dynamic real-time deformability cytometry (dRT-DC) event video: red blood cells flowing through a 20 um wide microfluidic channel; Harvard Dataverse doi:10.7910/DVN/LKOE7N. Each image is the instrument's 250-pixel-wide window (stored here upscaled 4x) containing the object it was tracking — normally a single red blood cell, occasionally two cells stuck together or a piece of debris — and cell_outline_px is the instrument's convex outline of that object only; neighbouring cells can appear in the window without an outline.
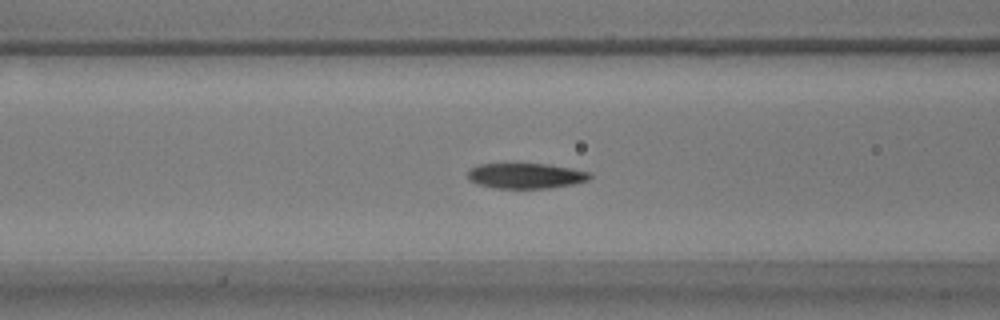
{"species": "common noctule bat (a hibernating species)", "species_latin": "Nyctalus noctula", "temperature_condition": "warm", "stored_images_in_passage": 26, "camera_frame_rate_fps": 3000, "um_per_image_px": 0.085, "animal": {"sex": "male", "body_mass_g": 17.9}, "frame": {"image": 1, "passage_image": 7, "time_ms": 2.0, "image_size_px": [1000, 320], "cell_outline_px": [[592, 176], [588, 180], [572, 184], [548, 188], [492, 188], [468, 180], [468, 172], [472, 168], [480, 164], [548, 164], [572, 168], [588, 172]], "centroid_in_image_um": [44.69, 14.94], "position_along_channel_um": 121.9, "area_um2": 17.86}}
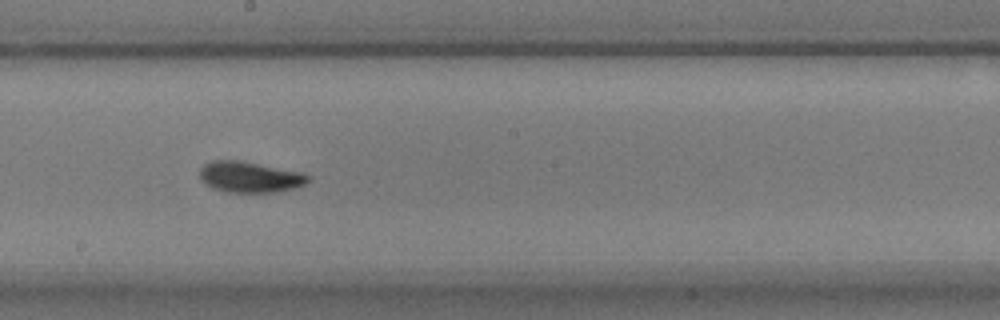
{"frame": {"image": 2, "passage_image": 16, "time_ms": 5.0, "image_size_px": [1000, 320], "cell_outline_px": [[312, 180], [296, 188], [276, 192], [228, 192], [212, 188], [200, 176], [200, 168], [204, 164], [212, 160], [240, 160], [300, 172], [312, 176]], "centroid_in_image_um": [21.28, 15.04], "position_along_channel_um": 226.9, "area_um2": 19.48}}
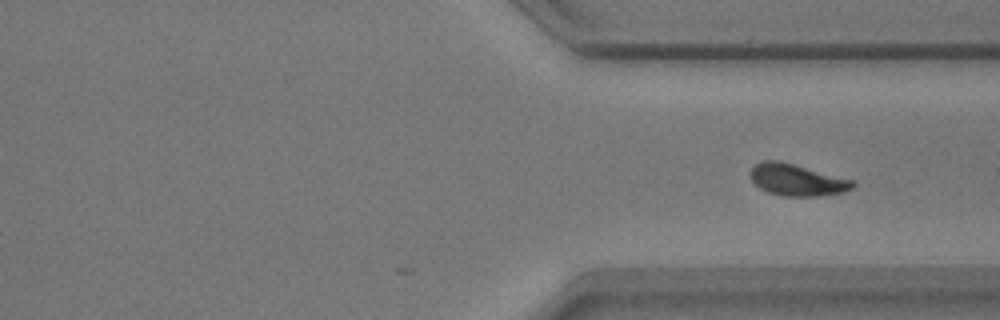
{"frame": {"image": 3, "passage_image": 26, "time_ms": 8.333, "image_size_px": [1000, 320], "cell_outline_px": [[856, 184], [852, 188], [844, 192], [820, 196], [784, 196], [768, 192], [760, 188], [752, 180], [748, 172], [756, 164], [764, 160], [780, 160], [856, 180]], "centroid_in_image_um": [67.77, 15.28], "position_along_channel_um": 343.6, "area_um2": 19.19}}